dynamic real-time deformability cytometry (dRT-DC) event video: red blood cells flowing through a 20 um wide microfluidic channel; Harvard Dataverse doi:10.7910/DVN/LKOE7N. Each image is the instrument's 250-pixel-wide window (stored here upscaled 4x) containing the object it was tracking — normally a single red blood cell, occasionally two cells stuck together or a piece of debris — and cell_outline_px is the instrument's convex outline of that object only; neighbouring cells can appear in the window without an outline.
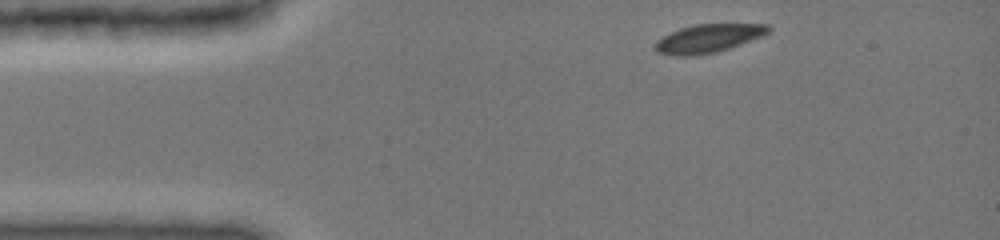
{"species": "common noctule bat (a hibernating species)", "species_latin": "Nyctalus noctula", "temperature_condition": "cold", "stored_images_in_passage": 39, "camera_frame_rate_fps": 3000, "um_per_image_px": 0.085, "animal": {"sex": "female", "body_mass_g": 19.0, "forearm_length_mm": 51.5}, "frame": {"image": 1, "passage_image": 1, "time_ms": 0.0, "image_size_px": [1000, 240], "cell_outline_px": [[772, 28], [768, 32], [760, 36], [740, 44], [716, 52], [692, 56], [676, 56], [656, 52], [652, 48], [652, 44], [656, 40], [680, 28], [696, 24], [768, 24]], "centroid_in_image_um": [60.13, 3.27], "position_along_channel_um": 24.9, "area_um2": 18.67}}
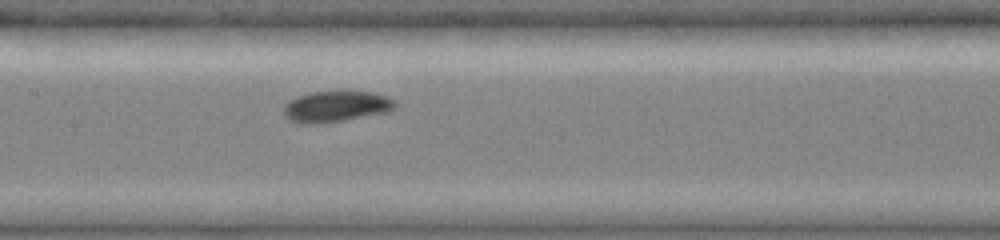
{"frame": {"image": 2, "passage_image": 17, "time_ms": 5.333, "image_size_px": [1000, 240], "cell_outline_px": [[396, 108], [388, 112], [324, 124], [300, 124], [292, 120], [284, 112], [284, 104], [288, 100], [296, 96], [312, 92], [372, 92], [396, 100]], "centroid_in_image_um": [28.57, 9.06], "position_along_channel_um": 178.8, "area_um2": 20.17}}
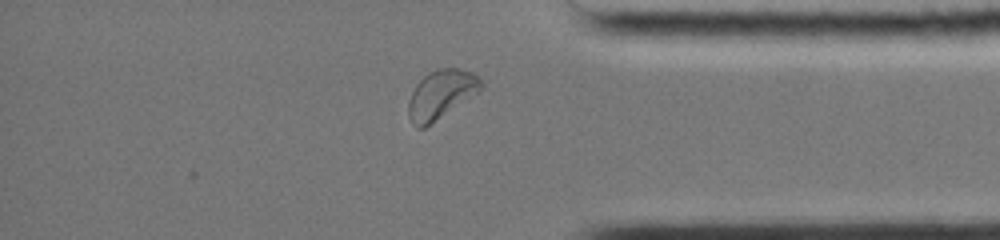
{"frame": {"image": 3, "passage_image": 34, "time_ms": 11.0, "image_size_px": [1000, 240], "cell_outline_px": [[484, 84], [476, 92], [424, 128], [416, 128], [408, 116], [408, 100], [416, 84], [428, 72], [436, 68], [456, 68], [472, 72]], "centroid_in_image_um": [37.42, 8.0], "position_along_channel_um": 397.8, "area_um2": 20.06}, "authors_computed_cell_mechanics": {"area_um2": 19.652, "velocity_mm_per_s": 3.9289, "shape_relaxation_time_tau1_ms": 2.5664, "shape_relaxation_time_tau2_ms": null, "deformation_change_tau1": 0.0863, "deformation_change_tau2": null}}